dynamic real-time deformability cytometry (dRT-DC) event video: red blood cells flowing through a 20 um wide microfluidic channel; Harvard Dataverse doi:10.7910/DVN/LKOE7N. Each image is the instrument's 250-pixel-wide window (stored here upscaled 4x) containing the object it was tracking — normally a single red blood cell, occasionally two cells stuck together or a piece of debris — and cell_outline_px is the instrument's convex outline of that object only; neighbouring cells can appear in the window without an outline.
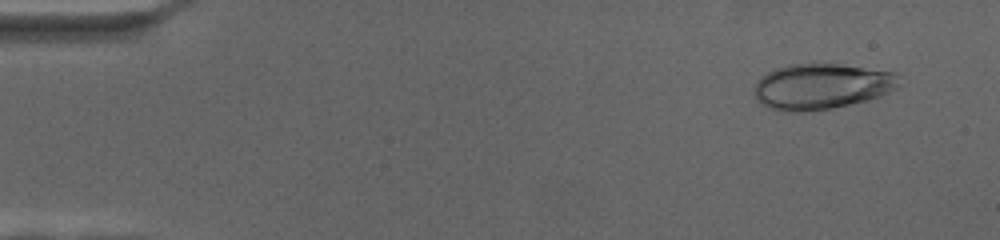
{"species": "human", "species_latin": "Homo sapiens", "temperature_condition": "cold", "stored_images_in_passage": 68, "camera_frame_rate_fps": 3000, "um_per_image_px": 0.085, "donor": {"sex": "female"}, "frame": {"image": 1, "passage_image": 5, "time_ms": 1.333, "image_size_px": [1000, 240], "cell_outline_px": [[896, 88], [880, 96], [868, 100], [832, 108], [808, 112], [784, 112], [772, 108], [764, 104], [756, 96], [756, 84], [760, 76], [772, 68], [788, 64], [836, 64], [896, 72]], "centroid_in_image_um": [69.8, 7.34], "position_along_channel_um": 15.2, "area_um2": 38.26}}
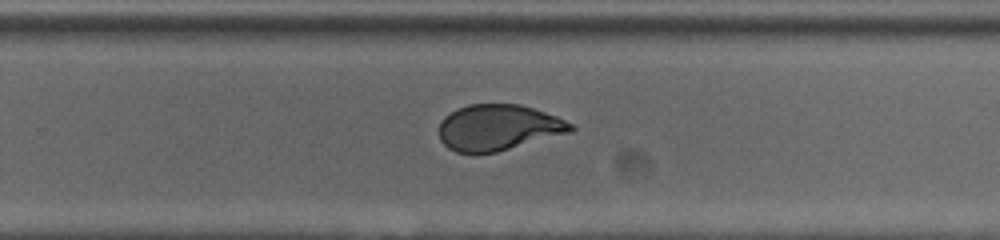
{"frame": {"image": 2, "passage_image": 45, "time_ms": 14.667, "image_size_px": [1000, 240], "cell_outline_px": [[576, 128], [572, 132], [496, 152], [456, 152], [448, 148], [440, 140], [440, 120], [444, 116], [456, 108], [468, 104], [520, 104], [556, 116], [572, 124]], "centroid_in_image_um": [42.35, 10.83], "position_along_channel_um": 287.5, "area_um2": 35.14}}
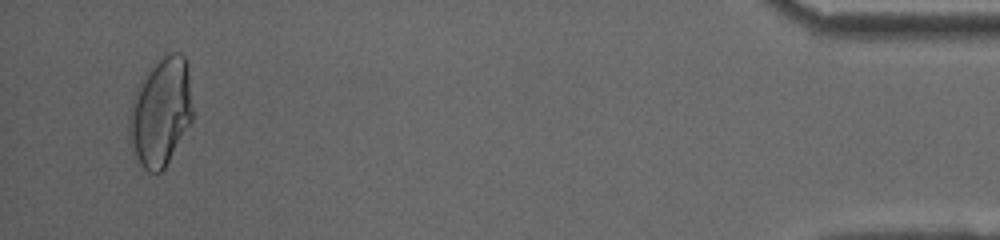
{"frame": {"image": 3, "passage_image": 66, "time_ms": 21.667, "image_size_px": [1000, 240], "cell_outline_px": [[192, 120], [164, 168], [160, 172], [148, 172], [140, 164], [128, 140], [128, 112], [136, 88], [144, 72], [168, 52], [180, 52], [184, 56], [188, 68], [192, 108]], "centroid_in_image_um": [13.62, 9.48], "position_along_channel_um": 421.6, "area_um2": 40.29}}